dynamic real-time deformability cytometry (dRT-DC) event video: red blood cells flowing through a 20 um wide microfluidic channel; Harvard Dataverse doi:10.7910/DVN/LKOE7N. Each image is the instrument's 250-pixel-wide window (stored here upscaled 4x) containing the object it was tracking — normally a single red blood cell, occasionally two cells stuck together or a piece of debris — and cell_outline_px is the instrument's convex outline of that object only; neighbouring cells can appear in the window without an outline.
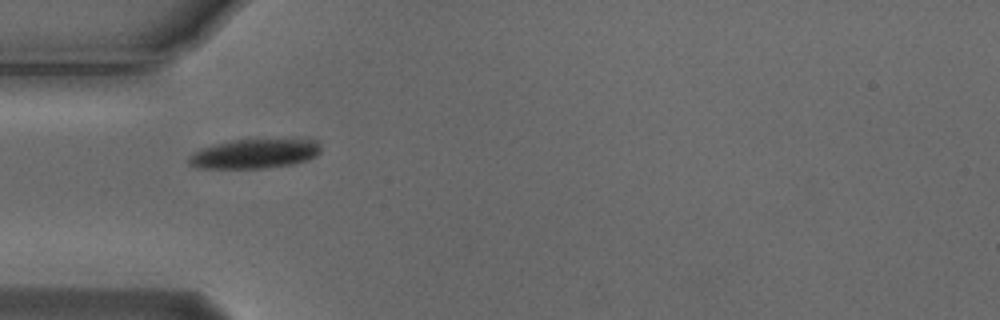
{"species": "Egyptian fruit bat (a non-hibernating species)", "species_latin": "Rousettus aegyptiacus", "temperature_condition": "cold", "stored_images_in_passage": 4, "camera_frame_rate_fps": 3000, "um_per_image_px": 0.085, "animal": {"sex": "male"}, "frame": {"image": 1, "passage_image": 3, "time_ms": 0.667, "image_size_px": [1000, 320], "cell_outline_px": [[320, 152], [304, 160], [292, 164], [268, 168], [196, 168], [188, 164], [188, 156], [192, 152], [200, 148], [216, 144], [236, 140], [316, 140], [320, 144]], "centroid_in_image_um": [21.55, 13.08], "position_along_channel_um": 63.5, "area_um2": 22.31}}
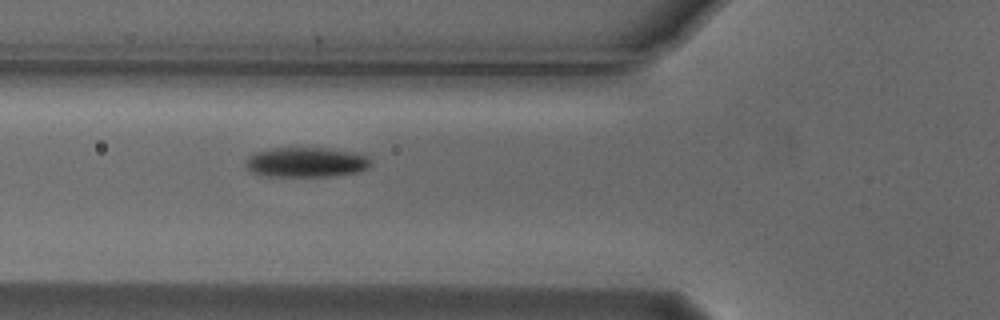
{"frame": {"image": 2, "passage_image": 4, "time_ms": 1.0, "image_size_px": [1000, 320], "cell_outline_px": [[372, 164], [368, 168], [356, 172], [332, 176], [268, 176], [252, 172], [244, 168], [244, 160], [248, 156], [256, 152], [272, 148], [328, 148], [356, 152], [368, 156], [372, 160]], "centroid_in_image_um": [26.02, 13.78], "position_along_channel_um": 99.8, "area_um2": 22.08}}